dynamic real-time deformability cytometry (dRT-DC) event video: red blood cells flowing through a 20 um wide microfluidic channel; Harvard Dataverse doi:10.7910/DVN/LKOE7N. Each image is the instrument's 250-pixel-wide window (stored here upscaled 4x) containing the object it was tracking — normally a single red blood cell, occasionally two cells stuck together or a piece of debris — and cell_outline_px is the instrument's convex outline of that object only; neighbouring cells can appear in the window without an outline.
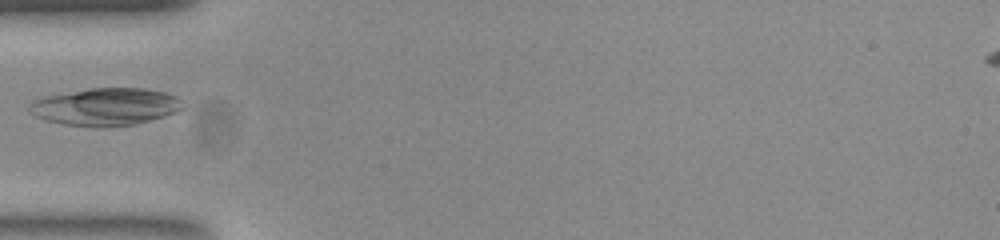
{"species": "common noctule bat (a hibernating species)", "species_latin": "Nyctalus noctula", "temperature_condition": "room temperature", "stored_images_in_passage": 7, "camera_frame_rate_fps": 3000, "um_per_image_px": 0.085, "animal": {"sex": "female", "body_mass_g": 23.0, "forearm_length_mm": 53.4}, "frame": {"image": 1, "passage_image": 1, "time_ms": 0.0, "image_size_px": [1000, 240], "cell_outline_px": [[184, 108], [176, 112], [164, 116], [132, 124], [104, 128], [96, 128], [64, 124], [48, 120], [36, 116], [28, 112], [28, 104], [32, 100], [44, 96], [88, 88], [144, 88], [164, 92], [176, 96], [180, 100]], "centroid_in_image_um": [8.93, 9.07], "position_along_channel_um": 76.1, "area_um2": 33.64}}
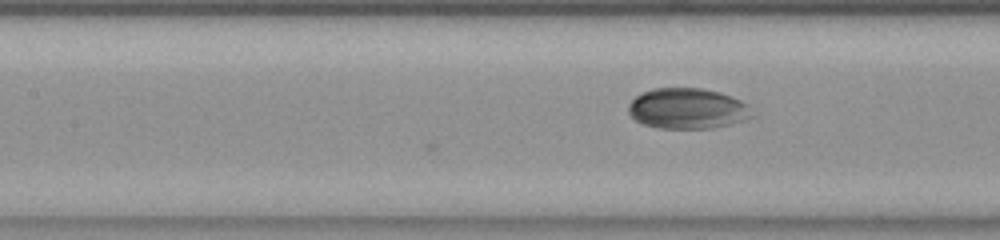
{"frame": {"image": 2, "passage_image": 7, "time_ms": 2.0, "image_size_px": [1000, 240], "cell_outline_px": [[756, 116], [732, 124], [712, 128], [660, 128], [644, 124], [636, 120], [628, 112], [628, 104], [636, 96], [652, 88], [700, 88], [720, 92], [732, 96], [748, 104]], "centroid_in_image_um": [58.48, 9.22], "position_along_channel_um": 148.9, "area_um2": 29.42}}